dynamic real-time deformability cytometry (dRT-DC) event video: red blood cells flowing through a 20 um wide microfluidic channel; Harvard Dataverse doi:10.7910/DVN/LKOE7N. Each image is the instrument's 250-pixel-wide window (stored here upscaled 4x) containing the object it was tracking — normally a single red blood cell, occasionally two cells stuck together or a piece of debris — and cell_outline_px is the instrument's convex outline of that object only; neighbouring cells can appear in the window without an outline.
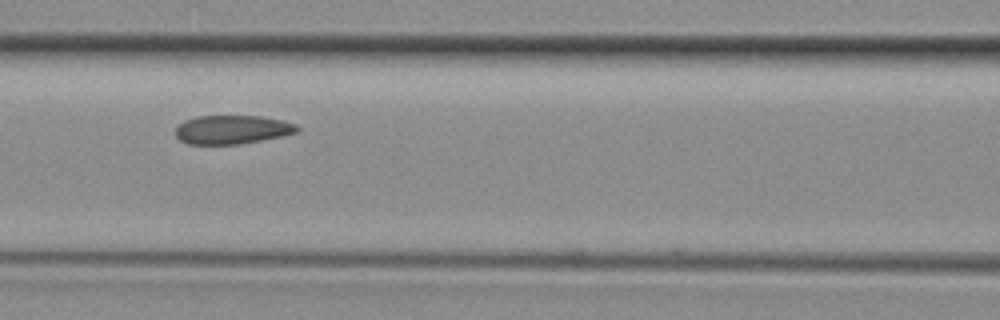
{"species": "common noctule bat (a hibernating species)", "species_latin": "Nyctalus noctula", "temperature_condition": "room temperature", "stored_images_in_passage": 3, "camera_frame_rate_fps": 3000, "um_per_image_px": 0.085, "animal": {"sex": "female", "body_mass_g": 29.2, "forearm_length_mm": 56.3}, "frame": {"image": 1, "passage_image": 3, "time_ms": 0.667, "image_size_px": [1000, 320], "cell_outline_px": [[300, 132], [284, 136], [240, 144], [188, 144], [180, 140], [176, 136], [176, 124], [184, 120], [196, 116], [260, 116], [280, 120], [296, 124], [300, 128]], "centroid_in_image_um": [19.73, 11.02], "position_along_channel_um": 146.9, "area_um2": 20.58}}